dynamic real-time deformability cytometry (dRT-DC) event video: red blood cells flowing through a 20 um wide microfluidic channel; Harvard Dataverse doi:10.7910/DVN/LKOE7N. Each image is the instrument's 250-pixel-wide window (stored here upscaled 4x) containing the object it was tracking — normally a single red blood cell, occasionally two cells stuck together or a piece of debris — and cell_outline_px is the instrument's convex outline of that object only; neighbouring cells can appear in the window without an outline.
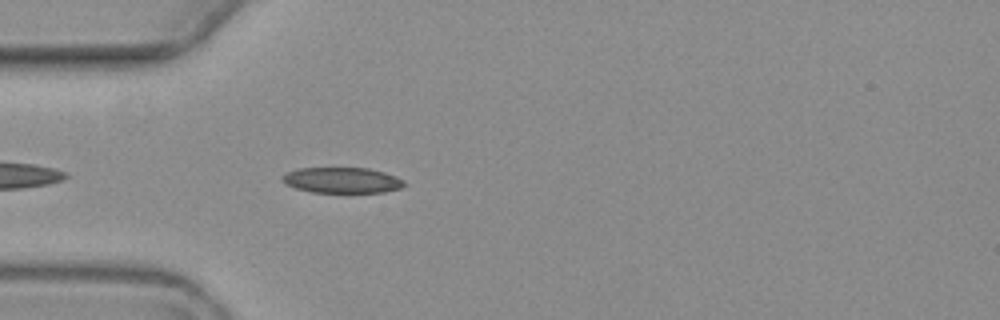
{"species": "common noctule bat (a hibernating species)", "species_latin": "Nyctalus noctula", "temperature_condition": "warm", "stored_images_in_passage": 1, "camera_frame_rate_fps": 3000, "um_per_image_px": 0.085, "animal": {"sex": "female", "body_mass_g": 19.3, "forearm_length_mm": 54.1}, "frame": {"image": 1, "passage_image": 1, "time_ms": 0.0, "image_size_px": [1000, 320], "cell_outline_px": [[408, 184], [400, 188], [384, 192], [312, 192], [296, 188], [284, 184], [280, 180], [280, 176], [296, 168], [368, 168], [384, 172], [404, 180]], "centroid_in_image_um": [29.04, 15.31], "position_along_channel_um": 56.0, "area_um2": 18.32}}